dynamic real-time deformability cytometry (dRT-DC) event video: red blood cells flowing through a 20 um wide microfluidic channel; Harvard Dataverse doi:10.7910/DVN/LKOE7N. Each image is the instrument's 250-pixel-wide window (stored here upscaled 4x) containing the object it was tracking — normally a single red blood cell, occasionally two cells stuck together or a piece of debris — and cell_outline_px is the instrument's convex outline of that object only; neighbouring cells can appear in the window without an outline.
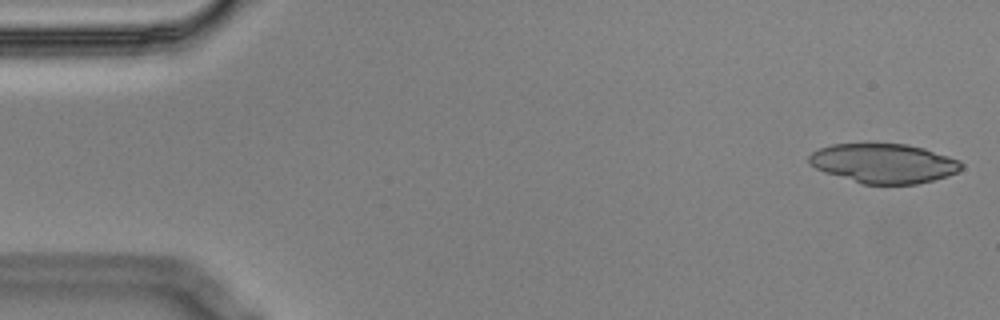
{"species": "Egyptian fruit bat (a non-hibernating species)", "species_latin": "Rousettus aegyptiacus", "temperature_condition": "cold", "stored_images_in_passage": 5, "segment_of_instrument_passage": [2, 2], "camera_frame_rate_fps": 3000, "um_per_image_px": 0.085, "animal": {"sex": "male"}, "frame": {"image": 1, "passage_image": 5, "time_ms": 1.333, "image_size_px": [1000, 320], "cell_outline_px": [[964, 168], [948, 176], [916, 184], [864, 184], [824, 172], [808, 164], [808, 156], [812, 152], [820, 148], [832, 144], [904, 144], [924, 148], [960, 160], [964, 164]], "centroid_in_image_um": [75.12, 13.88], "position_along_channel_um": 9.9, "area_um2": 34.97}}